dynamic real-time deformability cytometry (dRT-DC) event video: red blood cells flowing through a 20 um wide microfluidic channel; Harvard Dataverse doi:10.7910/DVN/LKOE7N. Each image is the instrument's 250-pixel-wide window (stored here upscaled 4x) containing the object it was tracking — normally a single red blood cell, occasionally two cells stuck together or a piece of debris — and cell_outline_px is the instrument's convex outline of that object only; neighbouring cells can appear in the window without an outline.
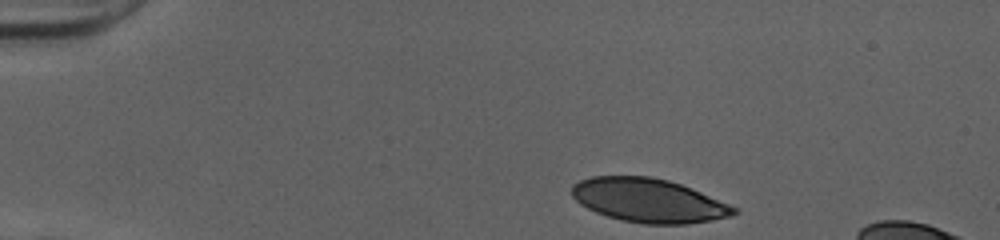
{"species": "human", "species_latin": "Homo sapiens", "temperature_condition": "cold", "stored_images_in_passage": 35, "camera_frame_rate_fps": 3000, "um_per_image_px": 0.085, "donor": {"sex": "female"}, "frame": {"image": 1, "passage_image": 1, "time_ms": 0.0, "image_size_px": [1000, 240], "cell_outline_px": [[740, 212], [732, 216], [712, 220], [684, 224], [644, 224], [620, 220], [596, 212], [580, 204], [572, 196], [572, 184], [580, 180], [592, 176], [652, 176], [668, 180], [692, 188], [740, 208]], "centroid_in_image_um": [55.17, 17.04], "position_along_channel_um": 29.8, "area_um2": 41.67}}
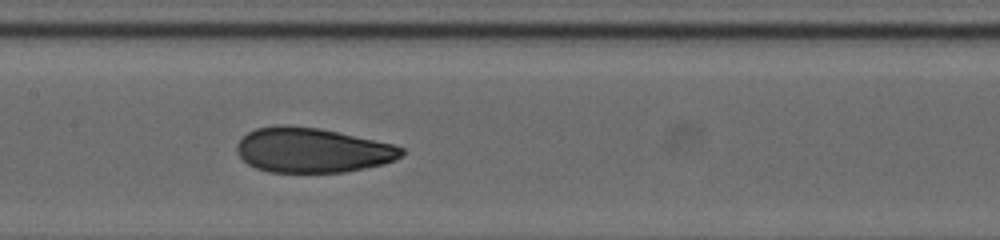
{"frame": {"image": 2, "passage_image": 18, "time_ms": 5.667, "image_size_px": [1000, 240], "cell_outline_px": [[404, 156], [396, 160], [384, 164], [344, 172], [268, 172], [256, 168], [248, 164], [236, 152], [236, 144], [248, 132], [256, 128], [320, 128], [392, 144], [404, 148]], "centroid_in_image_um": [26.6, 12.81], "position_along_channel_um": 180.8, "area_um2": 42.14}}
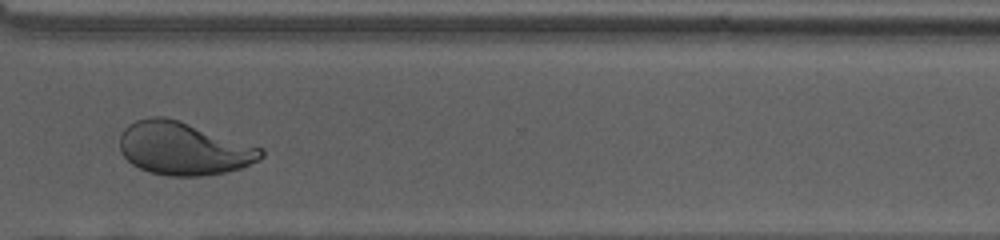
{"frame": {"image": 3, "passage_image": 31, "time_ms": 10.0, "image_size_px": [1000, 240], "cell_outline_px": [[264, 156], [260, 160], [244, 168], [224, 172], [200, 176], [168, 176], [148, 172], [132, 164], [120, 152], [120, 136], [124, 128], [128, 124], [136, 120], [152, 116], [164, 116], [264, 148]], "centroid_in_image_um": [15.61, 12.63], "position_along_channel_um": 355.0, "area_um2": 43.64}, "authors_computed_cell_mechanics": {"area_um2": 43.1188, "velocity_mm_per_s": 4.0252, "shape_relaxation_time_tau1_ms": 7.4741, "shape_relaxation_time_tau2_ms": 0.9819, "deformation_change_tau1": 0.2382, "deformation_change_tau2": 0.0613}}